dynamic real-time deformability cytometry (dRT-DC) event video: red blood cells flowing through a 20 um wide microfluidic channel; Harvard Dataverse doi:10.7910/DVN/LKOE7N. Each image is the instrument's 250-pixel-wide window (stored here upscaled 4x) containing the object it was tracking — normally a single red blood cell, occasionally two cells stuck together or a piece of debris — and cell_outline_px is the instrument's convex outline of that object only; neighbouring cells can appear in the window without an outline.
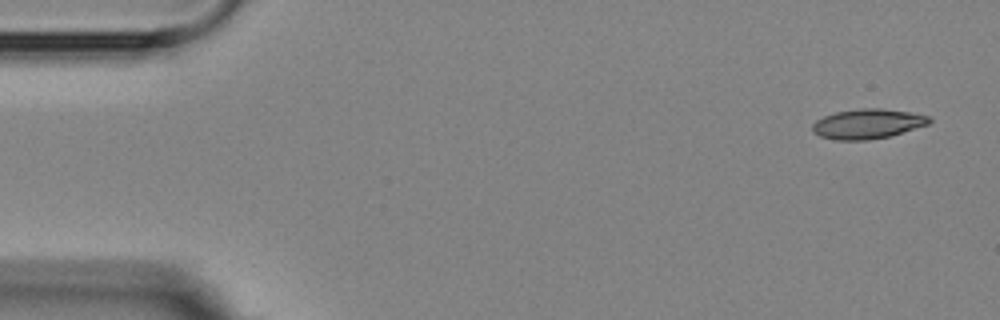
{"species": "Egyptian fruit bat (a non-hibernating species)", "species_latin": "Rousettus aegyptiacus", "temperature_condition": "room temperature", "stored_images_in_passage": 5, "camera_frame_rate_fps": 3000, "um_per_image_px": 0.085, "animal": {"sex": "female"}, "frame": {"image": 1, "passage_image": 1, "time_ms": 0.0, "image_size_px": [1000, 320], "cell_outline_px": [[932, 120], [928, 124], [892, 136], [868, 140], [836, 140], [820, 136], [812, 132], [812, 124], [816, 120], [824, 116], [836, 112], [860, 108], [880, 108], [908, 112], [928, 116]], "centroid_in_image_um": [73.72, 10.53], "position_along_channel_um": 11.3, "area_um2": 20.29}}
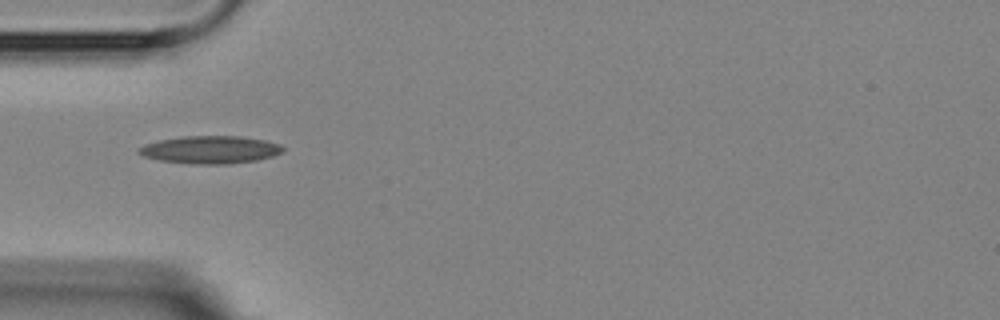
{"frame": {"image": 2, "passage_image": 5, "time_ms": 4.667, "image_size_px": [1000, 320], "cell_outline_px": [[284, 152], [272, 156], [256, 160], [228, 164], [192, 164], [160, 160], [144, 156], [136, 152], [144, 144], [160, 140], [184, 136], [240, 136], [264, 140], [280, 144], [284, 148]], "centroid_in_image_um": [17.89, 12.72], "position_along_channel_um": 67.1, "area_um2": 23.18}}